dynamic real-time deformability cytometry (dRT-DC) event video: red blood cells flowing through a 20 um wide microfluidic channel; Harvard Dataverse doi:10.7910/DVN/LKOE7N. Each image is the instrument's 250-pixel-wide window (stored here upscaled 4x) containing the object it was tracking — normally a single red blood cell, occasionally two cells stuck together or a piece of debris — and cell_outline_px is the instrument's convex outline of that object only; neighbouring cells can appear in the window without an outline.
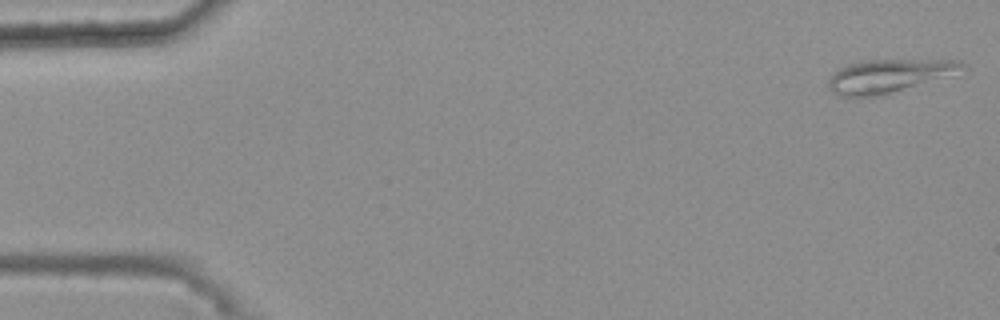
{"species": "common noctule bat (a hibernating species)", "species_latin": "Nyctalus noctula", "temperature_condition": "warm", "stored_images_in_passage": 49, "camera_frame_rate_fps": 3000, "um_per_image_px": 0.085, "animal": {"sex": "female", "body_mass_g": 25.1}, "frame": {"image": 1, "passage_image": 1, "time_ms": 0.0, "image_size_px": [1000, 320], "cell_outline_px": [[968, 68], [880, 96], [840, 96], [832, 92], [828, 88], [828, 80], [832, 72], [848, 64], [868, 60], [956, 60], [968, 64]], "centroid_in_image_um": [75.47, 6.44], "position_along_channel_um": 9.5, "area_um2": 25.37}}
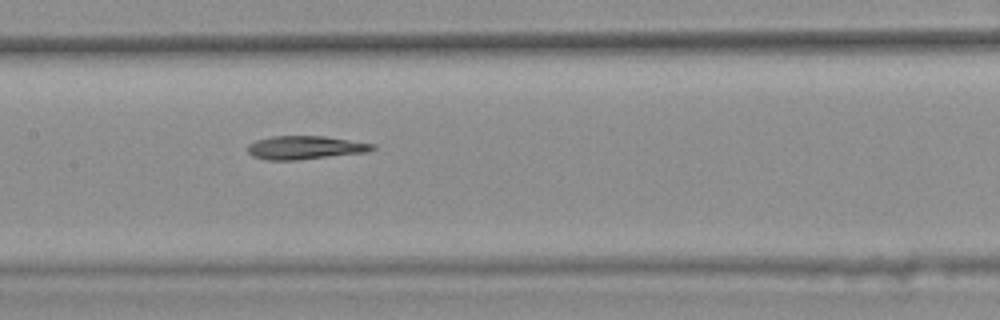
{"frame": {"image": 2, "passage_image": 26, "time_ms": 8.333, "image_size_px": [1000, 320], "cell_outline_px": [[376, 148], [368, 152], [296, 160], [268, 160], [252, 156], [248, 152], [248, 144], [256, 140], [272, 136], [324, 136], [376, 144]], "centroid_in_image_um": [25.94, 12.54], "position_along_channel_um": 181.5, "area_um2": 17.05}}
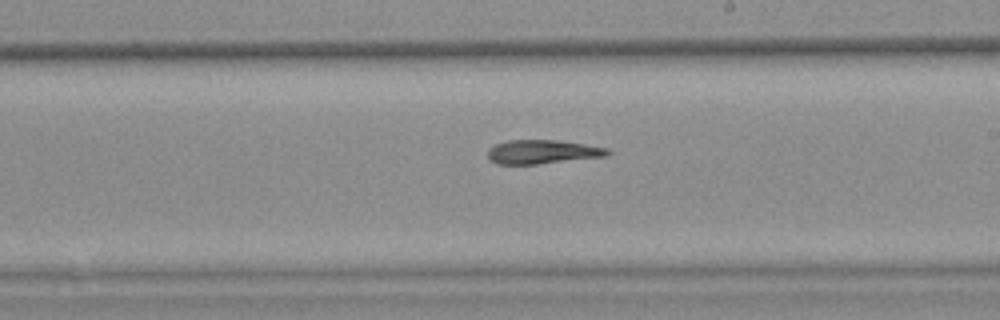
{"frame": {"image": 3, "passage_image": 31, "time_ms": 10.0, "image_size_px": [1000, 320], "cell_outline_px": [[612, 152], [608, 156], [536, 164], [496, 164], [488, 156], [488, 148], [496, 144], [508, 140], [556, 140], [584, 144], [608, 148]], "centroid_in_image_um": [46.13, 12.9], "position_along_channel_um": 242.9, "area_um2": 16.65}, "authors_computed_cell_mechanics": {"area_um2": 17.34, "velocity_mm_per_s": 3.7044, "shape_relaxation_time_tau1_ms": null, "shape_relaxation_time_tau2_ms": 8.9398, "deformation_change_tau1": null, "deformation_change_tau2": 0.1721}}